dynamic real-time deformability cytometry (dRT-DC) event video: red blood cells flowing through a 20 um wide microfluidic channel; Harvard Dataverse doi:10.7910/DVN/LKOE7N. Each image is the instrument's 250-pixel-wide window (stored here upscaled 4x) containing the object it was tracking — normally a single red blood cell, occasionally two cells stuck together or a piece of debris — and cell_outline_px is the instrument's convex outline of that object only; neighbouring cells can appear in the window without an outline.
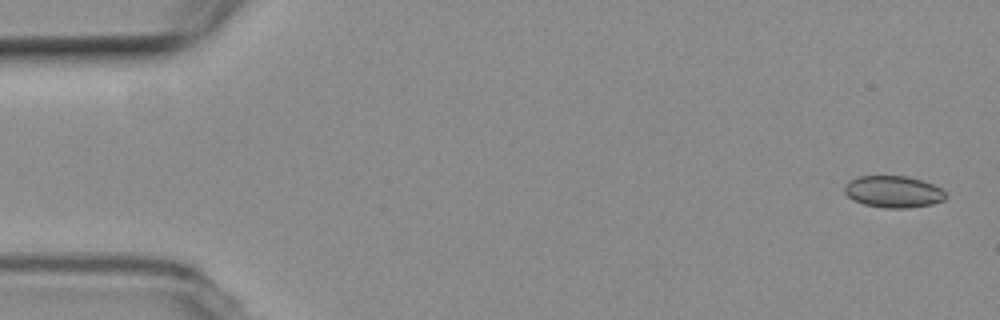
{"species": "common noctule bat (a hibernating species)", "species_latin": "Nyctalus noctula", "temperature_condition": "room temperature", "stored_images_in_passage": 5, "camera_frame_rate_fps": 3000, "um_per_image_px": 0.085, "animal": {"sex": "female", "body_mass_g": 19.3, "forearm_length_mm": 54.1}, "frame": {"image": 1, "passage_image": 1, "time_ms": 0.0, "image_size_px": [1000, 320], "cell_outline_px": [[948, 196], [944, 200], [932, 204], [908, 208], [884, 208], [864, 204], [848, 196], [844, 192], [844, 184], [860, 176], [908, 176], [932, 184], [940, 188]], "centroid_in_image_um": [75.95, 16.3], "position_along_channel_um": 9.1, "area_um2": 18.61}}
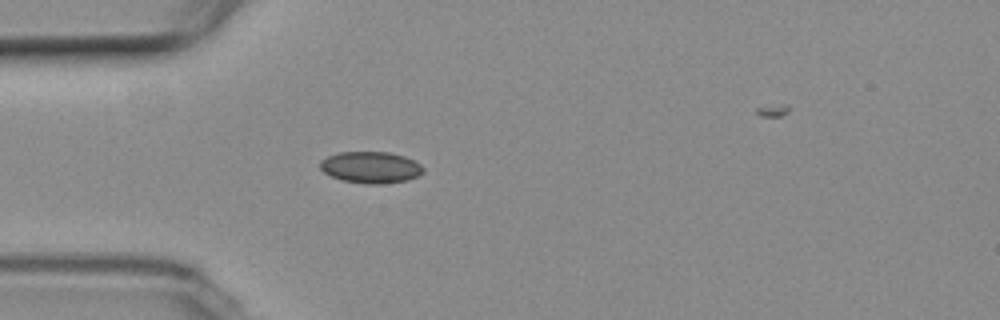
{"frame": {"image": 2, "passage_image": 5, "time_ms": 4.667, "image_size_px": [1000, 320], "cell_outline_px": [[424, 172], [420, 176], [408, 180], [380, 184], [364, 184], [344, 180], [332, 176], [324, 172], [320, 168], [320, 160], [328, 156], [340, 152], [388, 152], [404, 156], [416, 160], [424, 168]], "centroid_in_image_um": [31.56, 14.22], "position_along_channel_um": 53.4, "area_um2": 19.07}}